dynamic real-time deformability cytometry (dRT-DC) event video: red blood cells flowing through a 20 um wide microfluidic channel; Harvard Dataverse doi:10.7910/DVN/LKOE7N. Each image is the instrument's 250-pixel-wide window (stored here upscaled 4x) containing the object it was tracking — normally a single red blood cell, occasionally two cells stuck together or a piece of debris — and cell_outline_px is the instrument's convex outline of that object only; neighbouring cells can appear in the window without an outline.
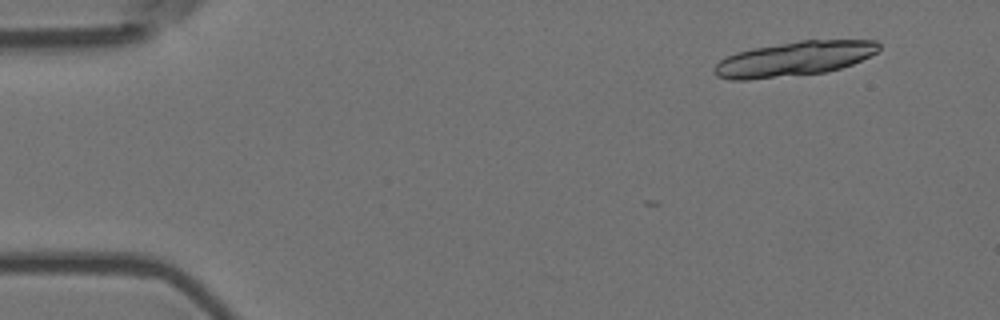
{"species": "Egyptian fruit bat (a non-hibernating species)", "species_latin": "Rousettus aegyptiacus", "temperature_condition": "room temperature", "stored_images_in_passage": 3, "camera_frame_rate_fps": 3000, "um_per_image_px": 0.085, "animal": {"sex": "female"}, "frame": {"image": 1, "passage_image": 1, "time_ms": 0.0, "image_size_px": [1000, 320], "cell_outline_px": [[880, 48], [876, 52], [852, 64], [840, 68], [824, 72], [748, 80], [728, 80], [716, 76], [712, 72], [712, 68], [724, 56], [736, 52], [752, 48], [800, 40], [876, 40], [880, 44]], "centroid_in_image_um": [67.43, 5.0], "position_along_channel_um": 17.6, "area_um2": 33.23}}